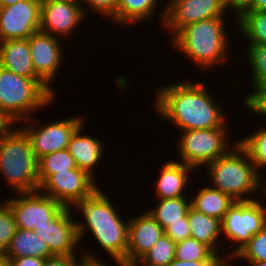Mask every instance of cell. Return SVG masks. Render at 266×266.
I'll return each instance as SVG.
<instances>
[{
    "instance_id": "obj_31",
    "label": "cell",
    "mask_w": 266,
    "mask_h": 266,
    "mask_svg": "<svg viewBox=\"0 0 266 266\" xmlns=\"http://www.w3.org/2000/svg\"><path fill=\"white\" fill-rule=\"evenodd\" d=\"M247 61L252 70V85L266 83V45L248 44Z\"/></svg>"
},
{
    "instance_id": "obj_21",
    "label": "cell",
    "mask_w": 266,
    "mask_h": 266,
    "mask_svg": "<svg viewBox=\"0 0 266 266\" xmlns=\"http://www.w3.org/2000/svg\"><path fill=\"white\" fill-rule=\"evenodd\" d=\"M7 259L19 257L49 258L54 256L46 242L34 231L17 228L9 247L4 252Z\"/></svg>"
},
{
    "instance_id": "obj_43",
    "label": "cell",
    "mask_w": 266,
    "mask_h": 266,
    "mask_svg": "<svg viewBox=\"0 0 266 266\" xmlns=\"http://www.w3.org/2000/svg\"><path fill=\"white\" fill-rule=\"evenodd\" d=\"M246 11H266V0H253Z\"/></svg>"
},
{
    "instance_id": "obj_27",
    "label": "cell",
    "mask_w": 266,
    "mask_h": 266,
    "mask_svg": "<svg viewBox=\"0 0 266 266\" xmlns=\"http://www.w3.org/2000/svg\"><path fill=\"white\" fill-rule=\"evenodd\" d=\"M175 259L180 261H225L229 264V257L218 256L209 246L189 237L176 243Z\"/></svg>"
},
{
    "instance_id": "obj_30",
    "label": "cell",
    "mask_w": 266,
    "mask_h": 266,
    "mask_svg": "<svg viewBox=\"0 0 266 266\" xmlns=\"http://www.w3.org/2000/svg\"><path fill=\"white\" fill-rule=\"evenodd\" d=\"M238 143L248 152L258 172L266 167V128H258L252 135L238 140Z\"/></svg>"
},
{
    "instance_id": "obj_24",
    "label": "cell",
    "mask_w": 266,
    "mask_h": 266,
    "mask_svg": "<svg viewBox=\"0 0 266 266\" xmlns=\"http://www.w3.org/2000/svg\"><path fill=\"white\" fill-rule=\"evenodd\" d=\"M159 204L154 209H148V213L165 230L171 223L184 222V216L188 215L191 208V198L186 196L158 199Z\"/></svg>"
},
{
    "instance_id": "obj_26",
    "label": "cell",
    "mask_w": 266,
    "mask_h": 266,
    "mask_svg": "<svg viewBox=\"0 0 266 266\" xmlns=\"http://www.w3.org/2000/svg\"><path fill=\"white\" fill-rule=\"evenodd\" d=\"M235 20L249 44L266 45V11H245Z\"/></svg>"
},
{
    "instance_id": "obj_19",
    "label": "cell",
    "mask_w": 266,
    "mask_h": 266,
    "mask_svg": "<svg viewBox=\"0 0 266 266\" xmlns=\"http://www.w3.org/2000/svg\"><path fill=\"white\" fill-rule=\"evenodd\" d=\"M193 171L196 169L178 161L163 164L160 170L161 175L155 183L156 198L170 199L186 196L185 189L189 183V174Z\"/></svg>"
},
{
    "instance_id": "obj_10",
    "label": "cell",
    "mask_w": 266,
    "mask_h": 266,
    "mask_svg": "<svg viewBox=\"0 0 266 266\" xmlns=\"http://www.w3.org/2000/svg\"><path fill=\"white\" fill-rule=\"evenodd\" d=\"M32 117L21 121L20 128L29 137L35 158L38 160L44 155L66 149L75 131L85 123L82 117H70L54 121L53 123L35 126L38 121ZM31 122V123H30ZM27 126H26V125Z\"/></svg>"
},
{
    "instance_id": "obj_35",
    "label": "cell",
    "mask_w": 266,
    "mask_h": 266,
    "mask_svg": "<svg viewBox=\"0 0 266 266\" xmlns=\"http://www.w3.org/2000/svg\"><path fill=\"white\" fill-rule=\"evenodd\" d=\"M87 4L90 10L95 11L98 15H101L103 18L107 17L112 20V22L117 23V6L119 0H81V6Z\"/></svg>"
},
{
    "instance_id": "obj_40",
    "label": "cell",
    "mask_w": 266,
    "mask_h": 266,
    "mask_svg": "<svg viewBox=\"0 0 266 266\" xmlns=\"http://www.w3.org/2000/svg\"><path fill=\"white\" fill-rule=\"evenodd\" d=\"M168 266H228L225 261H180L174 259Z\"/></svg>"
},
{
    "instance_id": "obj_2",
    "label": "cell",
    "mask_w": 266,
    "mask_h": 266,
    "mask_svg": "<svg viewBox=\"0 0 266 266\" xmlns=\"http://www.w3.org/2000/svg\"><path fill=\"white\" fill-rule=\"evenodd\" d=\"M111 202L100 188L78 202L74 209L81 212L85 222L77 221V235L80 242L89 231L118 266H126L129 221H123Z\"/></svg>"
},
{
    "instance_id": "obj_33",
    "label": "cell",
    "mask_w": 266,
    "mask_h": 266,
    "mask_svg": "<svg viewBox=\"0 0 266 266\" xmlns=\"http://www.w3.org/2000/svg\"><path fill=\"white\" fill-rule=\"evenodd\" d=\"M17 225L9 205L0 204V252H5L15 235Z\"/></svg>"
},
{
    "instance_id": "obj_15",
    "label": "cell",
    "mask_w": 266,
    "mask_h": 266,
    "mask_svg": "<svg viewBox=\"0 0 266 266\" xmlns=\"http://www.w3.org/2000/svg\"><path fill=\"white\" fill-rule=\"evenodd\" d=\"M30 56L36 75L52 90L51 85L62 61V43L55 35L38 31L29 38Z\"/></svg>"
},
{
    "instance_id": "obj_39",
    "label": "cell",
    "mask_w": 266,
    "mask_h": 266,
    "mask_svg": "<svg viewBox=\"0 0 266 266\" xmlns=\"http://www.w3.org/2000/svg\"><path fill=\"white\" fill-rule=\"evenodd\" d=\"M45 259L37 257H19L8 259V266H43Z\"/></svg>"
},
{
    "instance_id": "obj_4",
    "label": "cell",
    "mask_w": 266,
    "mask_h": 266,
    "mask_svg": "<svg viewBox=\"0 0 266 266\" xmlns=\"http://www.w3.org/2000/svg\"><path fill=\"white\" fill-rule=\"evenodd\" d=\"M224 20L216 17L184 26L170 45L205 70L222 65L231 58Z\"/></svg>"
},
{
    "instance_id": "obj_32",
    "label": "cell",
    "mask_w": 266,
    "mask_h": 266,
    "mask_svg": "<svg viewBox=\"0 0 266 266\" xmlns=\"http://www.w3.org/2000/svg\"><path fill=\"white\" fill-rule=\"evenodd\" d=\"M244 261H266V226L254 235L233 257Z\"/></svg>"
},
{
    "instance_id": "obj_37",
    "label": "cell",
    "mask_w": 266,
    "mask_h": 266,
    "mask_svg": "<svg viewBox=\"0 0 266 266\" xmlns=\"http://www.w3.org/2000/svg\"><path fill=\"white\" fill-rule=\"evenodd\" d=\"M76 255H54L46 258L43 266H77Z\"/></svg>"
},
{
    "instance_id": "obj_22",
    "label": "cell",
    "mask_w": 266,
    "mask_h": 266,
    "mask_svg": "<svg viewBox=\"0 0 266 266\" xmlns=\"http://www.w3.org/2000/svg\"><path fill=\"white\" fill-rule=\"evenodd\" d=\"M188 222L191 237L206 244L220 256V244L217 243H221L219 238L223 235L221 220L200 213L191 207L188 212Z\"/></svg>"
},
{
    "instance_id": "obj_3",
    "label": "cell",
    "mask_w": 266,
    "mask_h": 266,
    "mask_svg": "<svg viewBox=\"0 0 266 266\" xmlns=\"http://www.w3.org/2000/svg\"><path fill=\"white\" fill-rule=\"evenodd\" d=\"M205 167L210 176L211 187L230 196L234 201L254 200L255 198L249 197L258 191L266 194V184L263 185L262 176L256 170L248 152L238 142L225 155Z\"/></svg>"
},
{
    "instance_id": "obj_5",
    "label": "cell",
    "mask_w": 266,
    "mask_h": 266,
    "mask_svg": "<svg viewBox=\"0 0 266 266\" xmlns=\"http://www.w3.org/2000/svg\"><path fill=\"white\" fill-rule=\"evenodd\" d=\"M37 162L29 137L20 126H13L0 138V173L13 192L39 191Z\"/></svg>"
},
{
    "instance_id": "obj_6",
    "label": "cell",
    "mask_w": 266,
    "mask_h": 266,
    "mask_svg": "<svg viewBox=\"0 0 266 266\" xmlns=\"http://www.w3.org/2000/svg\"><path fill=\"white\" fill-rule=\"evenodd\" d=\"M55 92L43 81L17 75L0 66V110L14 123L29 119L37 109L55 101Z\"/></svg>"
},
{
    "instance_id": "obj_17",
    "label": "cell",
    "mask_w": 266,
    "mask_h": 266,
    "mask_svg": "<svg viewBox=\"0 0 266 266\" xmlns=\"http://www.w3.org/2000/svg\"><path fill=\"white\" fill-rule=\"evenodd\" d=\"M129 218L126 266H134L156 241L164 235V229L146 211Z\"/></svg>"
},
{
    "instance_id": "obj_13",
    "label": "cell",
    "mask_w": 266,
    "mask_h": 266,
    "mask_svg": "<svg viewBox=\"0 0 266 266\" xmlns=\"http://www.w3.org/2000/svg\"><path fill=\"white\" fill-rule=\"evenodd\" d=\"M41 0H21L0 7V42L28 39L40 29Z\"/></svg>"
},
{
    "instance_id": "obj_47",
    "label": "cell",
    "mask_w": 266,
    "mask_h": 266,
    "mask_svg": "<svg viewBox=\"0 0 266 266\" xmlns=\"http://www.w3.org/2000/svg\"><path fill=\"white\" fill-rule=\"evenodd\" d=\"M46 1H66V2H73V3L81 4V0H46Z\"/></svg>"
},
{
    "instance_id": "obj_38",
    "label": "cell",
    "mask_w": 266,
    "mask_h": 266,
    "mask_svg": "<svg viewBox=\"0 0 266 266\" xmlns=\"http://www.w3.org/2000/svg\"><path fill=\"white\" fill-rule=\"evenodd\" d=\"M252 2L253 0H224V5L227 10L231 9L235 12L234 16L237 19L251 6Z\"/></svg>"
},
{
    "instance_id": "obj_42",
    "label": "cell",
    "mask_w": 266,
    "mask_h": 266,
    "mask_svg": "<svg viewBox=\"0 0 266 266\" xmlns=\"http://www.w3.org/2000/svg\"><path fill=\"white\" fill-rule=\"evenodd\" d=\"M13 125L16 124L0 110V138L5 135Z\"/></svg>"
},
{
    "instance_id": "obj_14",
    "label": "cell",
    "mask_w": 266,
    "mask_h": 266,
    "mask_svg": "<svg viewBox=\"0 0 266 266\" xmlns=\"http://www.w3.org/2000/svg\"><path fill=\"white\" fill-rule=\"evenodd\" d=\"M86 11L80 3L41 0L39 31L56 37H70L85 19Z\"/></svg>"
},
{
    "instance_id": "obj_34",
    "label": "cell",
    "mask_w": 266,
    "mask_h": 266,
    "mask_svg": "<svg viewBox=\"0 0 266 266\" xmlns=\"http://www.w3.org/2000/svg\"><path fill=\"white\" fill-rule=\"evenodd\" d=\"M253 92L243 98V105L249 111L266 115V83L253 85Z\"/></svg>"
},
{
    "instance_id": "obj_28",
    "label": "cell",
    "mask_w": 266,
    "mask_h": 266,
    "mask_svg": "<svg viewBox=\"0 0 266 266\" xmlns=\"http://www.w3.org/2000/svg\"><path fill=\"white\" fill-rule=\"evenodd\" d=\"M38 179L39 186L52 174L67 171V169H77L74 158L68 149L59 150L42 156L38 159Z\"/></svg>"
},
{
    "instance_id": "obj_18",
    "label": "cell",
    "mask_w": 266,
    "mask_h": 266,
    "mask_svg": "<svg viewBox=\"0 0 266 266\" xmlns=\"http://www.w3.org/2000/svg\"><path fill=\"white\" fill-rule=\"evenodd\" d=\"M0 66L17 75L42 81L35 73L30 56L29 39L0 42Z\"/></svg>"
},
{
    "instance_id": "obj_44",
    "label": "cell",
    "mask_w": 266,
    "mask_h": 266,
    "mask_svg": "<svg viewBox=\"0 0 266 266\" xmlns=\"http://www.w3.org/2000/svg\"><path fill=\"white\" fill-rule=\"evenodd\" d=\"M21 0H0V7H7L13 5Z\"/></svg>"
},
{
    "instance_id": "obj_23",
    "label": "cell",
    "mask_w": 266,
    "mask_h": 266,
    "mask_svg": "<svg viewBox=\"0 0 266 266\" xmlns=\"http://www.w3.org/2000/svg\"><path fill=\"white\" fill-rule=\"evenodd\" d=\"M234 202L230 196L218 189L211 186H203V188H199L196 196L191 199V207L200 213L222 221Z\"/></svg>"
},
{
    "instance_id": "obj_11",
    "label": "cell",
    "mask_w": 266,
    "mask_h": 266,
    "mask_svg": "<svg viewBox=\"0 0 266 266\" xmlns=\"http://www.w3.org/2000/svg\"><path fill=\"white\" fill-rule=\"evenodd\" d=\"M98 184L86 171L67 169L50 175L39 187V191L56 199L65 207L73 208L78 202L90 197Z\"/></svg>"
},
{
    "instance_id": "obj_36",
    "label": "cell",
    "mask_w": 266,
    "mask_h": 266,
    "mask_svg": "<svg viewBox=\"0 0 266 266\" xmlns=\"http://www.w3.org/2000/svg\"><path fill=\"white\" fill-rule=\"evenodd\" d=\"M164 233L171 238L175 243L181 242L186 238L191 237L189 228L188 215L184 216V222L171 223Z\"/></svg>"
},
{
    "instance_id": "obj_45",
    "label": "cell",
    "mask_w": 266,
    "mask_h": 266,
    "mask_svg": "<svg viewBox=\"0 0 266 266\" xmlns=\"http://www.w3.org/2000/svg\"><path fill=\"white\" fill-rule=\"evenodd\" d=\"M0 266H8V259L3 252H0Z\"/></svg>"
},
{
    "instance_id": "obj_12",
    "label": "cell",
    "mask_w": 266,
    "mask_h": 266,
    "mask_svg": "<svg viewBox=\"0 0 266 266\" xmlns=\"http://www.w3.org/2000/svg\"><path fill=\"white\" fill-rule=\"evenodd\" d=\"M164 10L160 21L172 38L184 26L226 14L224 0H170Z\"/></svg>"
},
{
    "instance_id": "obj_16",
    "label": "cell",
    "mask_w": 266,
    "mask_h": 266,
    "mask_svg": "<svg viewBox=\"0 0 266 266\" xmlns=\"http://www.w3.org/2000/svg\"><path fill=\"white\" fill-rule=\"evenodd\" d=\"M72 211L73 208L66 207L50 224L34 230L46 242L53 255H76V246L80 242L77 219H73Z\"/></svg>"
},
{
    "instance_id": "obj_25",
    "label": "cell",
    "mask_w": 266,
    "mask_h": 266,
    "mask_svg": "<svg viewBox=\"0 0 266 266\" xmlns=\"http://www.w3.org/2000/svg\"><path fill=\"white\" fill-rule=\"evenodd\" d=\"M158 0H119L117 6V23L124 25L146 22L155 16ZM138 21V22H137Z\"/></svg>"
},
{
    "instance_id": "obj_7",
    "label": "cell",
    "mask_w": 266,
    "mask_h": 266,
    "mask_svg": "<svg viewBox=\"0 0 266 266\" xmlns=\"http://www.w3.org/2000/svg\"><path fill=\"white\" fill-rule=\"evenodd\" d=\"M227 128H211L182 131L178 140L182 163L199 169L225 155L232 146L228 145Z\"/></svg>"
},
{
    "instance_id": "obj_29",
    "label": "cell",
    "mask_w": 266,
    "mask_h": 266,
    "mask_svg": "<svg viewBox=\"0 0 266 266\" xmlns=\"http://www.w3.org/2000/svg\"><path fill=\"white\" fill-rule=\"evenodd\" d=\"M176 243L162 235L134 266H168L175 259Z\"/></svg>"
},
{
    "instance_id": "obj_20",
    "label": "cell",
    "mask_w": 266,
    "mask_h": 266,
    "mask_svg": "<svg viewBox=\"0 0 266 266\" xmlns=\"http://www.w3.org/2000/svg\"><path fill=\"white\" fill-rule=\"evenodd\" d=\"M84 124L81 125L73 134L68 144V151L74 158L77 167L86 171L90 176L94 178V167L99 164L102 155H104V147L101 139L95 137L84 136L81 132Z\"/></svg>"
},
{
    "instance_id": "obj_8",
    "label": "cell",
    "mask_w": 266,
    "mask_h": 266,
    "mask_svg": "<svg viewBox=\"0 0 266 266\" xmlns=\"http://www.w3.org/2000/svg\"><path fill=\"white\" fill-rule=\"evenodd\" d=\"M266 195V194H265ZM222 233L237 245L228 254L230 259L266 226V207L259 200L235 201L221 221Z\"/></svg>"
},
{
    "instance_id": "obj_41",
    "label": "cell",
    "mask_w": 266,
    "mask_h": 266,
    "mask_svg": "<svg viewBox=\"0 0 266 266\" xmlns=\"http://www.w3.org/2000/svg\"><path fill=\"white\" fill-rule=\"evenodd\" d=\"M82 255L80 256L77 266H107L100 259H98L97 256L94 257L93 254L91 255L89 251L87 253H82Z\"/></svg>"
},
{
    "instance_id": "obj_9",
    "label": "cell",
    "mask_w": 266,
    "mask_h": 266,
    "mask_svg": "<svg viewBox=\"0 0 266 266\" xmlns=\"http://www.w3.org/2000/svg\"><path fill=\"white\" fill-rule=\"evenodd\" d=\"M14 195L16 197L13 196L4 201L9 205L19 229L34 231L40 226L50 224L66 208L56 199L40 191Z\"/></svg>"
},
{
    "instance_id": "obj_46",
    "label": "cell",
    "mask_w": 266,
    "mask_h": 266,
    "mask_svg": "<svg viewBox=\"0 0 266 266\" xmlns=\"http://www.w3.org/2000/svg\"><path fill=\"white\" fill-rule=\"evenodd\" d=\"M251 266H266V261H247Z\"/></svg>"
},
{
    "instance_id": "obj_1",
    "label": "cell",
    "mask_w": 266,
    "mask_h": 266,
    "mask_svg": "<svg viewBox=\"0 0 266 266\" xmlns=\"http://www.w3.org/2000/svg\"><path fill=\"white\" fill-rule=\"evenodd\" d=\"M206 86L203 82L178 81L160 87L154 110L179 131L227 128L223 105L216 103Z\"/></svg>"
}]
</instances>
